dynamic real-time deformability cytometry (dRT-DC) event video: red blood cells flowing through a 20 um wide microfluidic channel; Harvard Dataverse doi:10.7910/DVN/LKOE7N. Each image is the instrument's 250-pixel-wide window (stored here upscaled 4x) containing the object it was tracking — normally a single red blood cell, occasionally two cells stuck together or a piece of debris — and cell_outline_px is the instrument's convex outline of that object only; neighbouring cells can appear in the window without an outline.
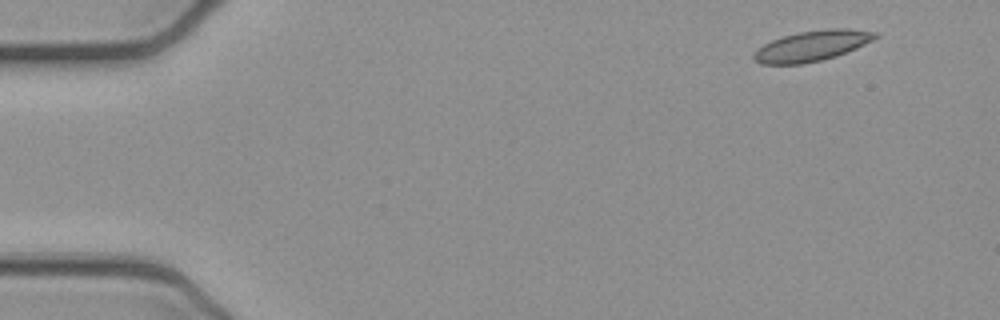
{"species": "common noctule bat (a hibernating species)", "species_latin": "Nyctalus noctula", "temperature_condition": "cold", "stored_images_in_passage": 9, "camera_frame_rate_fps": 3000, "um_per_image_px": 0.085, "animal": {"sex": "female", "body_mass_g": 21.9}, "frame": {"image": 1, "passage_image": 1, "time_ms": 0.0, "image_size_px": [1000, 320], "cell_outline_px": [[880, 36], [856, 48], [836, 56], [804, 64], [760, 64], [752, 60], [752, 56], [756, 48], [772, 40], [784, 36], [800, 32], [828, 28], [848, 28], [880, 32]], "centroid_in_image_um": [69.01, 3.89], "position_along_channel_um": 16.0, "area_um2": 21.73}}